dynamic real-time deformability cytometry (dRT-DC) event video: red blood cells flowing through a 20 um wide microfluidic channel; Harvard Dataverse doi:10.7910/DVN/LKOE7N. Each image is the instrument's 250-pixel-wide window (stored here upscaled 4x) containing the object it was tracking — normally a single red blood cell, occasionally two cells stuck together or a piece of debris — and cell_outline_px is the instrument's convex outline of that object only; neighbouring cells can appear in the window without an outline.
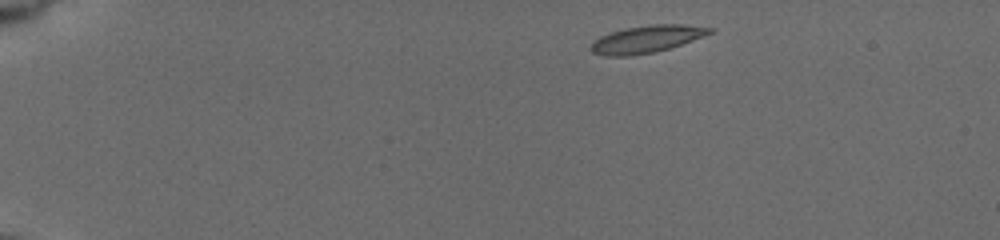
{"species": "common noctule bat (a hibernating species)", "species_latin": "Nyctalus noctula", "temperature_condition": "cold", "stored_images_in_passage": 11, "camera_frame_rate_fps": 3000, "um_per_image_px": 0.085, "animal": {"sex": "female", "body_mass_g": 19.5, "forearm_length_mm": 54.1}, "frame": {"image": 1, "passage_image": 1, "time_ms": 0.0, "image_size_px": [1000, 240], "cell_outline_px": [[716, 28], [712, 32], [704, 36], [668, 48], [652, 52], [628, 56], [604, 56], [592, 52], [588, 48], [600, 36], [624, 28], [652, 24], [684, 24]], "centroid_in_image_um": [54.96, 3.31], "position_along_channel_um": 30.0, "area_um2": 18.73}}
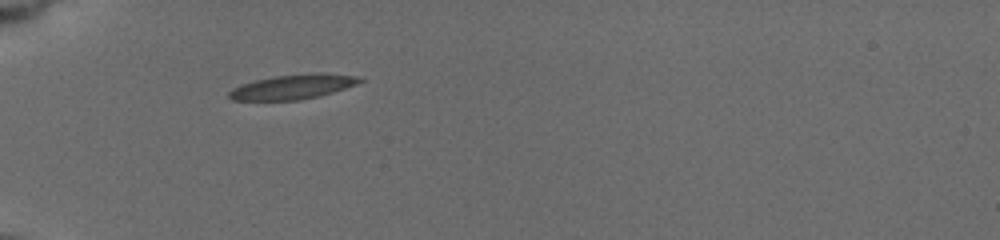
{"frame": {"image": 2, "passage_image": 10, "time_ms": 3.0, "image_size_px": [1000, 240], "cell_outline_px": [[364, 80], [356, 84], [320, 96], [300, 100], [232, 100], [228, 96], [228, 92], [232, 88], [240, 84], [256, 80], [276, 76], [312, 72], [320, 72], [360, 76]], "centroid_in_image_um": [24.9, 7.37], "position_along_channel_um": 60.1, "area_um2": 18.9}}